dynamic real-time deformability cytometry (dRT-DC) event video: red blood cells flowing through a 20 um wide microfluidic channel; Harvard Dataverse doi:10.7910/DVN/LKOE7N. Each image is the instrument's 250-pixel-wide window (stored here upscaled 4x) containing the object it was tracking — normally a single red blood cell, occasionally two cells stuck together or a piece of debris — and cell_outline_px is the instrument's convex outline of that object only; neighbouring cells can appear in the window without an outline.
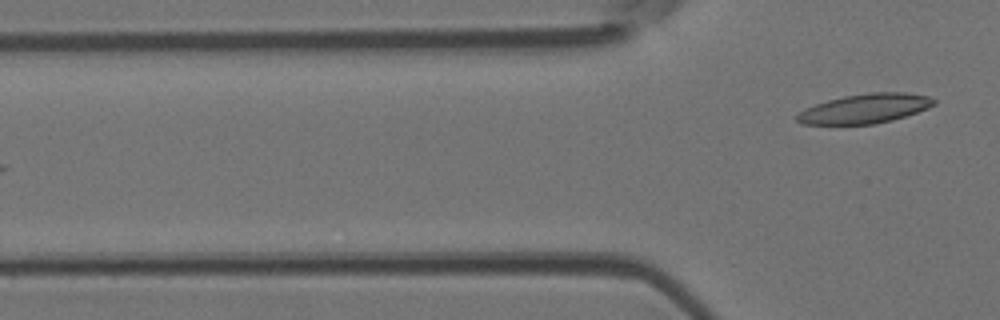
{"species": "Egyptian fruit bat (a non-hibernating species)", "species_latin": "Rousettus aegyptiacus", "temperature_condition": "room temperature", "stored_images_in_passage": 5, "camera_frame_rate_fps": 3000, "um_per_image_px": 0.085, "animal": {"sex": "female"}, "frame": {"image": 1, "passage_image": 5, "time_ms": 1.333, "image_size_px": [1000, 320], "cell_outline_px": [[936, 104], [928, 108], [892, 120], [876, 124], [800, 124], [792, 116], [804, 108], [828, 100], [844, 96], [872, 92], [908, 92], [928, 96], [936, 100]], "centroid_in_image_um": [73.49, 9.23], "position_along_channel_um": 52.3, "area_um2": 23.64}}